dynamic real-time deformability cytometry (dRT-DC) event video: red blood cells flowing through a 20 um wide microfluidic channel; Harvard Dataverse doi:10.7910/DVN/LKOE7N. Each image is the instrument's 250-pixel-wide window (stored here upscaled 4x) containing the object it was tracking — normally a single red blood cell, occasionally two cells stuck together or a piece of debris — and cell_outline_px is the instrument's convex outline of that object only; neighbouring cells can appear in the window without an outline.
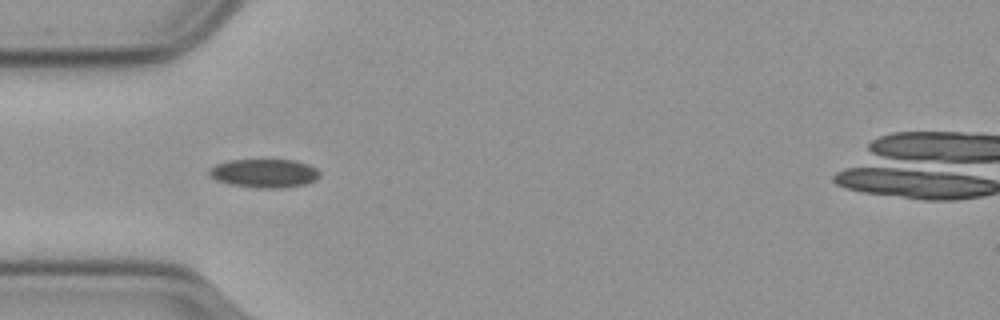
{"species": "common noctule bat (a hibernating species)", "species_latin": "Nyctalus noctula", "temperature_condition": "cold", "stored_images_in_passage": 7, "camera_frame_rate_fps": 3000, "um_per_image_px": 0.085, "animal": {"sex": "male", "body_mass_g": 23.1, "forearm_length_mm": 52.7}, "frame": {"image": 1, "passage_image": 4, "time_ms": 1.0, "image_size_px": [1000, 320], "cell_outline_px": [[320, 176], [316, 180], [304, 184], [284, 188], [256, 188], [228, 184], [216, 180], [208, 172], [216, 164], [232, 160], [296, 160], [308, 164], [316, 168], [320, 172]], "centroid_in_image_um": [22.51, 14.73], "position_along_channel_um": 62.5, "area_um2": 18.44}}
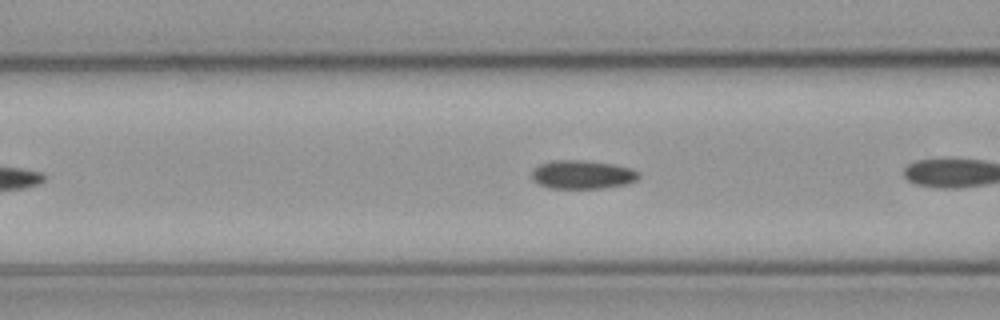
{"frame": {"image": 2, "passage_image": 6, "time_ms": 1.667, "image_size_px": [1000, 320], "cell_outline_px": [[640, 176], [636, 180], [624, 184], [604, 188], [552, 188], [540, 184], [532, 176], [532, 172], [540, 164], [552, 160], [584, 160], [612, 164], [632, 168], [640, 172]], "centroid_in_image_um": [49.55, 14.83], "position_along_channel_um": 117.0, "area_um2": 17.63}}